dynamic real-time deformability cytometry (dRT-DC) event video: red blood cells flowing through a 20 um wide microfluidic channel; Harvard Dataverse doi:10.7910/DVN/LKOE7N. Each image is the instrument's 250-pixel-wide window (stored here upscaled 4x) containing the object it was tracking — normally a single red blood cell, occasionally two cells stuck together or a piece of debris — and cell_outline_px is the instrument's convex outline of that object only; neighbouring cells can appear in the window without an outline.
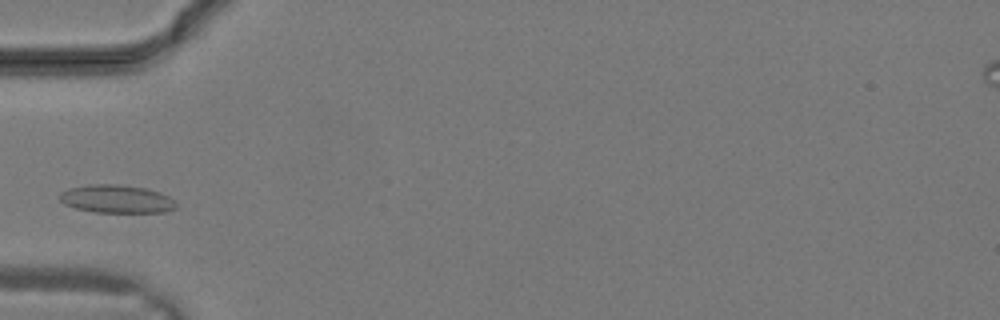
{"species": "common noctule bat (a hibernating species)", "species_latin": "Nyctalus noctula", "temperature_condition": "warm", "stored_images_in_passage": 16, "camera_frame_rate_fps": 3000, "um_per_image_px": 0.085, "animal": {"sex": "male", "body_mass_g": 19.2, "forearm_length_mm": 51.8}, "frame": {"image": 1, "passage_image": 5, "time_ms": 1.333, "image_size_px": [1000, 320], "cell_outline_px": [[176, 208], [164, 212], [96, 212], [76, 208], [64, 204], [56, 196], [60, 192], [68, 188], [88, 184], [120, 184], [144, 188], [160, 192], [168, 196], [176, 204]], "centroid_in_image_um": [9.85, 16.9], "position_along_channel_um": 75.1, "area_um2": 19.13}}
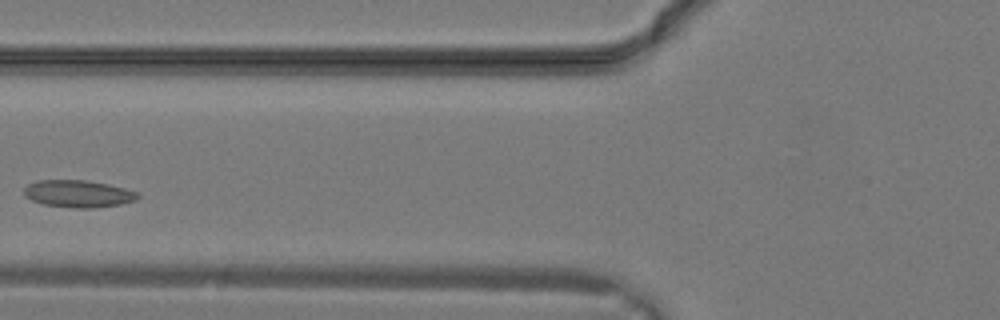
{"frame": {"image": 2, "passage_image": 7, "time_ms": 2.0, "image_size_px": [1000, 320], "cell_outline_px": [[140, 196], [136, 200], [120, 204], [92, 208], [76, 208], [44, 204], [32, 200], [24, 196], [24, 188], [28, 184], [36, 180], [84, 180], [108, 184], [140, 192]], "centroid_in_image_um": [6.66, 16.46], "position_along_channel_um": 119.1, "area_um2": 18.03}}
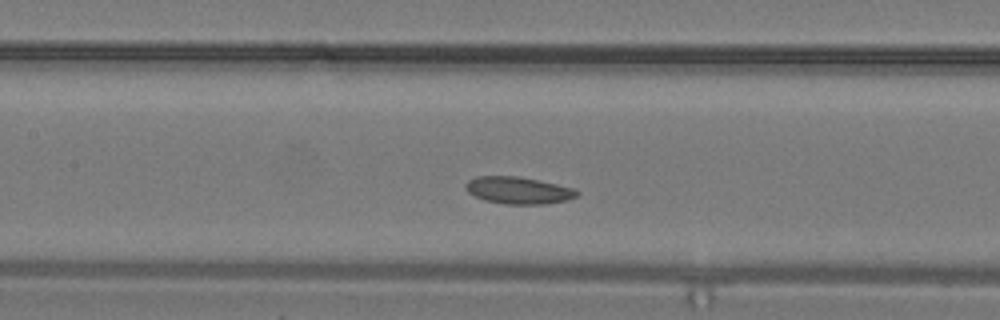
{"frame": {"image": 3, "passage_image": 9, "time_ms": 2.667, "image_size_px": [1000, 320], "cell_outline_px": [[580, 192], [576, 196], [568, 200], [544, 204], [504, 204], [484, 200], [468, 192], [464, 188], [464, 184], [468, 180], [476, 176], [520, 176], [576, 188]], "centroid_in_image_um": [44.06, 16.17], "position_along_channel_um": 163.3, "area_um2": 17.74}}